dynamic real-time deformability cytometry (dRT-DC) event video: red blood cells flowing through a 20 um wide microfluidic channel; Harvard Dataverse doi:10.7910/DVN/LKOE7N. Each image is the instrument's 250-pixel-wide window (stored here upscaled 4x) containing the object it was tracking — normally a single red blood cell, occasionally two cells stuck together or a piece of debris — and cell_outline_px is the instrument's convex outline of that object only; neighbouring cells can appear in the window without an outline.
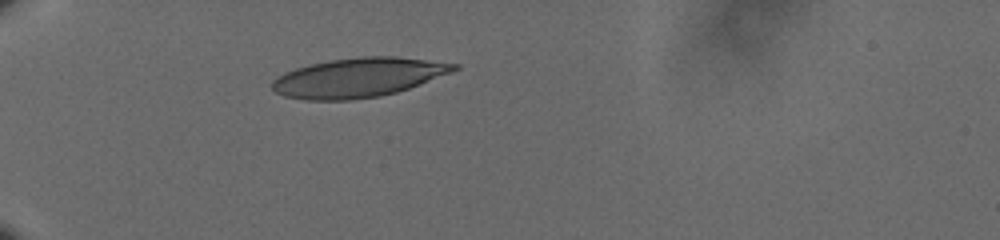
{"species": "human", "species_latin": "Homo sapiens", "temperature_condition": "cold", "stored_images_in_passage": 35, "camera_frame_rate_fps": 3000, "um_per_image_px": 0.085, "donor": {"sex": "male"}, "frame": {"image": 1, "passage_image": 1, "time_ms": 0.0, "image_size_px": [1000, 240], "cell_outline_px": [[460, 68], [452, 72], [408, 88], [396, 92], [380, 96], [352, 100], [304, 100], [284, 96], [276, 92], [272, 88], [272, 80], [276, 76], [284, 72], [308, 64], [328, 60], [360, 56], [396, 56], [460, 64]], "centroid_in_image_um": [30.43, 6.58], "position_along_channel_um": 54.6, "area_um2": 41.85}}
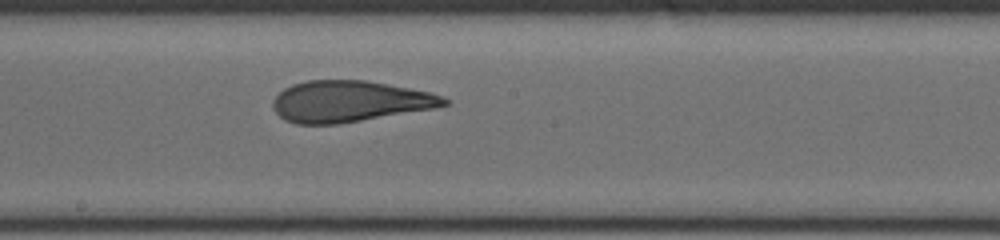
{"frame": {"image": 2, "passage_image": 17, "time_ms": 5.333, "image_size_px": [1000, 240], "cell_outline_px": [[448, 104], [436, 108], [336, 124], [296, 124], [284, 120], [272, 108], [272, 100], [284, 88], [292, 84], [308, 80], [364, 80], [388, 84], [432, 92], [444, 96], [448, 100]], "centroid_in_image_um": [29.7, 8.61], "position_along_channel_um": 218.5, "area_um2": 41.15}}
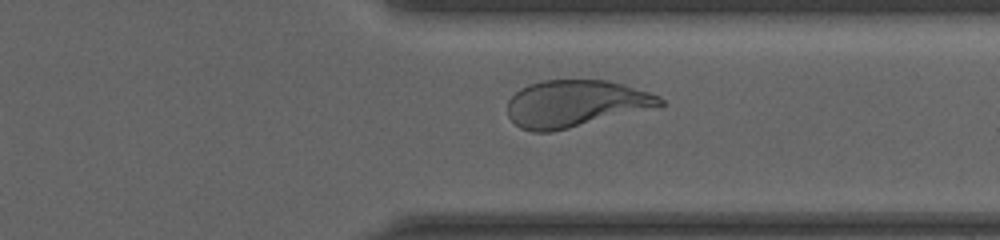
{"frame": {"image": 3, "passage_image": 29, "time_ms": 9.333, "image_size_px": [1000, 240], "cell_outline_px": [[664, 104], [660, 108], [552, 132], [532, 132], [520, 128], [508, 116], [508, 100], [520, 88], [528, 84], [544, 80], [608, 80], [624, 84], [660, 96], [664, 100]], "centroid_in_image_um": [48.97, 8.82], "position_along_channel_um": 362.4, "area_um2": 42.31}, "authors_computed_cell_mechanics": {"area_um2": 41.616, "velocity_mm_per_s": 3.6086, "shape_relaxation_time_tau1_ms": 9.2406, "shape_relaxation_time_tau2_ms": 1.5072, "deformation_change_tau1": 0.2789, "deformation_change_tau2": 0.1003}}